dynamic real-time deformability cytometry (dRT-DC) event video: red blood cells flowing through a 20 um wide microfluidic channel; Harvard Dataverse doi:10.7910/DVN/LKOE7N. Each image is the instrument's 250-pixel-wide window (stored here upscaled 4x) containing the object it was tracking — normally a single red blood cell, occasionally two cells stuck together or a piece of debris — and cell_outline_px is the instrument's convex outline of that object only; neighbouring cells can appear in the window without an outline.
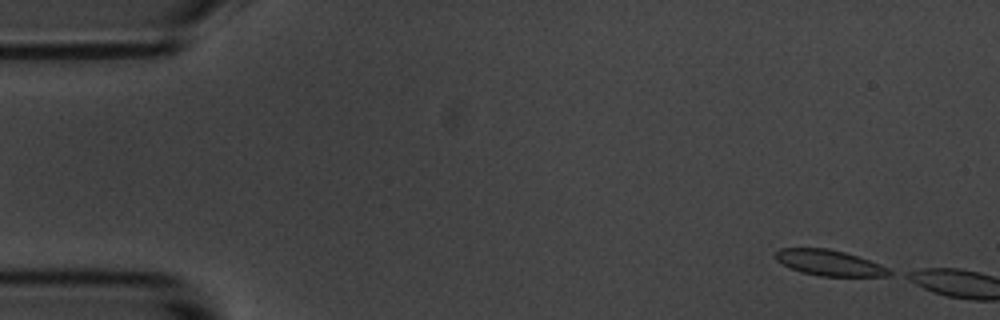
{"species": "common noctule bat (a hibernating species)", "species_latin": "Nyctalus noctula", "temperature_condition": "room temperature", "stored_images_in_passage": 8, "camera_frame_rate_fps": 3000, "um_per_image_px": 0.085, "animal": {"sex": "male", "body_mass_g": 20.1, "forearm_length_mm": 53.5}, "frame": {"image": 1, "passage_image": 1, "time_ms": 0.0, "image_size_px": [1000, 320], "cell_outline_px": [[896, 272], [892, 276], [820, 276], [800, 272], [776, 260], [776, 252], [780, 248], [828, 248], [844, 252], [880, 264]], "centroid_in_image_um": [70.54, 22.35], "position_along_channel_um": 14.5, "area_um2": 16.99}}